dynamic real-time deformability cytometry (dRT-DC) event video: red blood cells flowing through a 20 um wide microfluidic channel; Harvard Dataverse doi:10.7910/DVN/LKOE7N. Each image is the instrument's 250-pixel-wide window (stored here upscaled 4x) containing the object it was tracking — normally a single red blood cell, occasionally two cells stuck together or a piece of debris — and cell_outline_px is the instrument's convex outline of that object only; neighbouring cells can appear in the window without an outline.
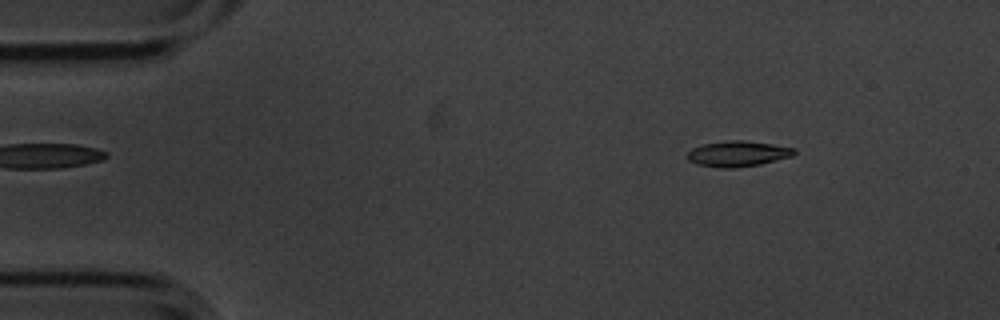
{"species": "common noctule bat (a hibernating species)", "species_latin": "Nyctalus noctula", "temperature_condition": "cold", "stored_images_in_passage": 56, "camera_frame_rate_fps": 3000, "um_per_image_px": 0.085, "animal": {"sex": "male", "body_mass_g": 20.1, "forearm_length_mm": 53.5}, "frame": {"image": 1, "passage_image": 7, "time_ms": 2.0, "image_size_px": [1000, 320], "cell_outline_px": [[796, 152], [792, 156], [760, 164], [732, 168], [720, 168], [696, 164], [688, 160], [688, 152], [692, 148], [704, 144], [724, 140], [744, 140], [772, 144], [796, 148]], "centroid_in_image_um": [62.71, 13.06], "position_along_channel_um": 22.3, "area_um2": 15.95}}
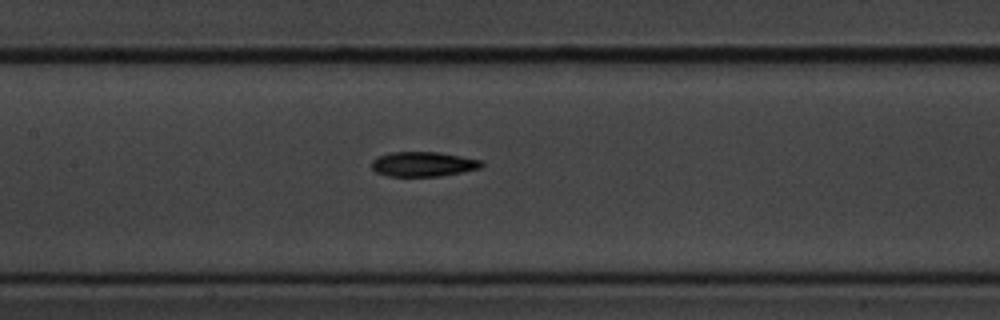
{"frame": {"image": 2, "passage_image": 26, "time_ms": 8.333, "image_size_px": [1000, 320], "cell_outline_px": [[484, 164], [480, 168], [440, 176], [388, 176], [376, 172], [372, 168], [372, 160], [376, 156], [392, 152], [440, 152], [480, 160]], "centroid_in_image_um": [35.93, 13.94], "position_along_channel_um": 171.5, "area_um2": 15.78}}
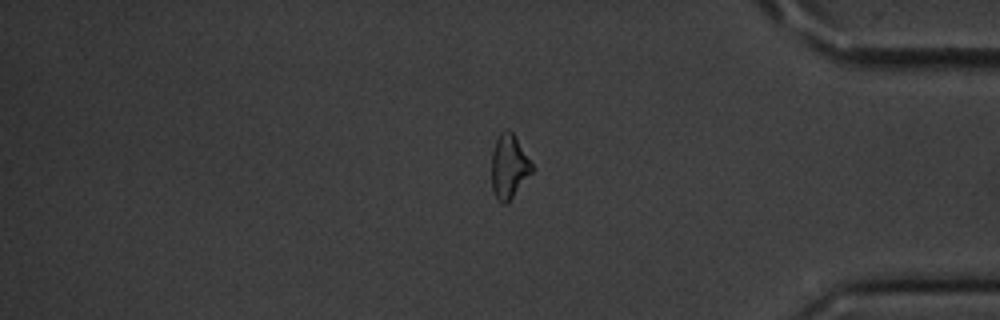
{"frame": {"image": 3, "passage_image": 47, "time_ms": 15.333, "image_size_px": [1000, 320], "cell_outline_px": [[536, 168], [508, 204], [500, 204], [492, 188], [492, 152], [496, 140], [500, 132], [508, 128], [512, 132]], "centroid_in_image_um": [43.29, 14.18], "position_along_channel_um": 391.9, "area_um2": 15.32}, "authors_computed_cell_mechanics": {"area_um2": 15.7216, "velocity_mm_per_s": 3.4967, "shape_relaxation_time_tau1_ms": 2.4029, "shape_relaxation_time_tau2_ms": 6.2917, "deformation_change_tau1": 0.1393, "deformation_change_tau2": 0.1383}}